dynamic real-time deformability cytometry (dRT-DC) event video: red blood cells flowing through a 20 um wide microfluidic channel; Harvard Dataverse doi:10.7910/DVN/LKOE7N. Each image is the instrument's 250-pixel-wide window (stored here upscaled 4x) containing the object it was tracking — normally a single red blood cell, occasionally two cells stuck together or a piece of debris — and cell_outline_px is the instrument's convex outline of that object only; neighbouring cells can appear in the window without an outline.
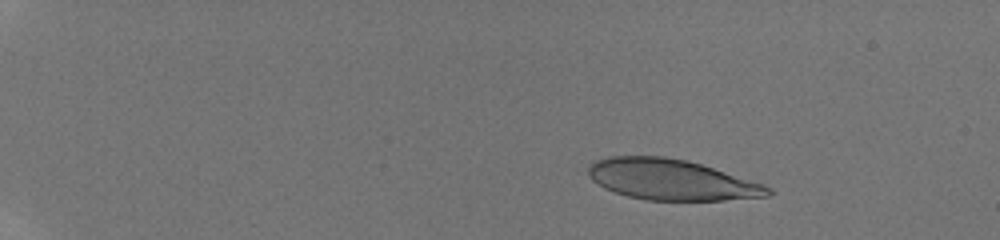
{"species": "human", "species_latin": "Homo sapiens", "temperature_condition": "room temperature", "stored_images_in_passage": 22, "camera_frame_rate_fps": 3000, "um_per_image_px": 0.085, "donor": {"sex": "male"}, "frame": {"image": 1, "passage_image": 2, "time_ms": 1.0, "image_size_px": [1000, 240], "cell_outline_px": [[772, 196], [724, 200], [648, 200], [628, 196], [604, 188], [592, 180], [588, 176], [588, 168], [596, 160], [608, 156], [664, 156], [688, 160], [764, 184], [772, 192]], "centroid_in_image_um": [57.06, 15.27], "position_along_channel_um": 27.9, "area_um2": 42.48}}
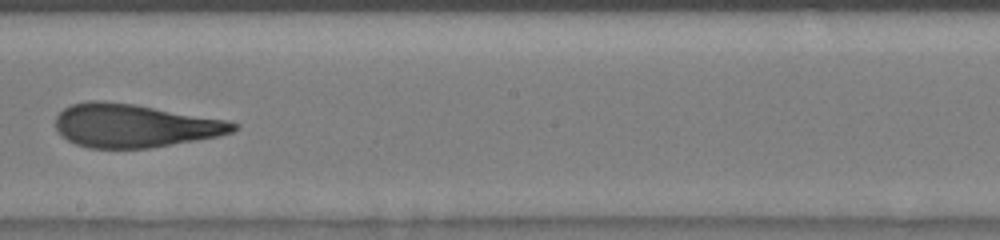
{"frame": {"image": 2, "passage_image": 10, "time_ms": 9.333, "image_size_px": [1000, 240], "cell_outline_px": [[240, 128], [232, 132], [216, 136], [196, 140], [148, 148], [88, 148], [76, 144], [60, 136], [56, 128], [56, 116], [64, 108], [72, 104], [88, 100], [100, 100], [136, 104], [232, 120], [240, 124]], "centroid_in_image_um": [11.46, 10.66], "position_along_channel_um": 236.7, "area_um2": 45.37}}
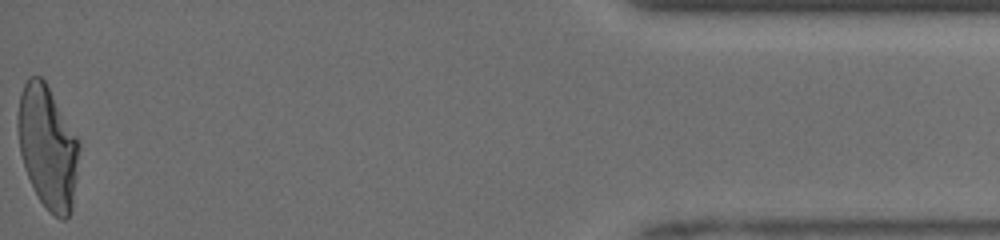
{"frame": {"image": 3, "passage_image": 22, "time_ms": 15.667, "image_size_px": [1000, 240], "cell_outline_px": [[80, 148], [72, 208], [68, 216], [64, 220], [60, 220], [48, 212], [40, 200], [24, 168], [20, 152], [16, 128], [16, 116], [20, 96], [24, 84], [28, 76], [40, 76], [44, 80], [76, 136], [80, 144]], "centroid_in_image_um": [4.03, 12.52], "position_along_channel_um": 431.2, "area_um2": 43.81}, "authors_computed_cell_mechanics": {"area_um2": 44.1592, "velocity_mm_per_s": 4.1137, "shape_relaxation_time_tau1_ms": 9.2012, "shape_relaxation_time_tau2_ms": 1.2184, "deformation_change_tau1": 0.29, "deformation_change_tau2": 0.095}}